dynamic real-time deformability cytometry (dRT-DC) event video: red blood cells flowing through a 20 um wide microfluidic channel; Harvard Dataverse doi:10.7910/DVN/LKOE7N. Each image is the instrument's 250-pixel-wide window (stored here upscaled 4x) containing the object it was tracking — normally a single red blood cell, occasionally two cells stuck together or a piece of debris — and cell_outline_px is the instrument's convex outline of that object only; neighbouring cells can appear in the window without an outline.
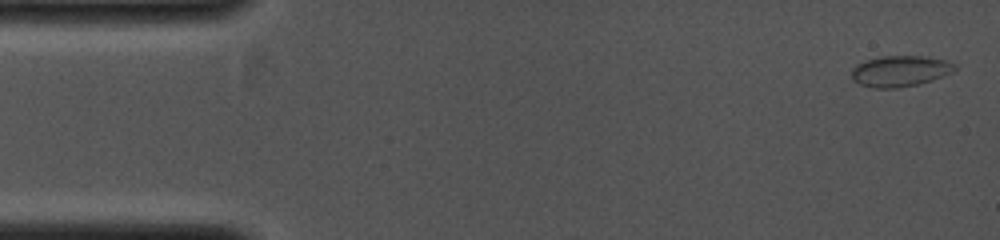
{"species": "common noctule bat (a hibernating species)", "species_latin": "Nyctalus noctula", "temperature_condition": "cold", "stored_images_in_passage": 40, "camera_frame_rate_fps": 4000, "um_per_image_px": 0.085, "animal": {"sex": "female", "body_mass_g": 19.0, "forearm_length_mm": 53.3}, "frame": {"image": 1, "passage_image": 1, "time_ms": 0.0, "image_size_px": [1000, 240], "cell_outline_px": [[956, 68], [952, 72], [932, 80], [916, 84], [896, 88], [872, 88], [860, 84], [852, 80], [852, 68], [856, 64], [864, 60], [880, 56], [924, 56], [944, 60], [956, 64]], "centroid_in_image_um": [76.46, 6.03], "position_along_channel_um": 8.5, "area_um2": 18.61}}
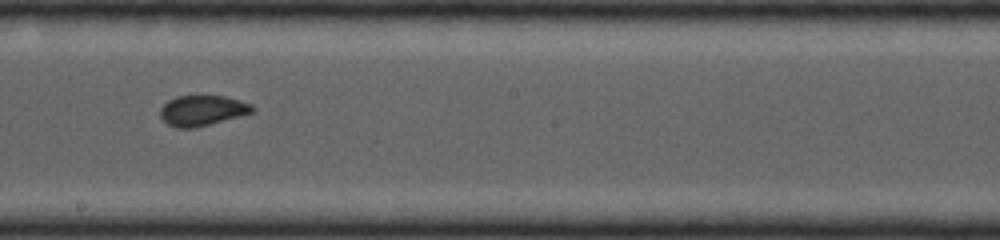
{"frame": {"image": 2, "passage_image": 23, "time_ms": 5.5, "image_size_px": [1000, 240], "cell_outline_px": [[256, 108], [252, 112], [240, 116], [196, 128], [176, 128], [160, 120], [160, 108], [168, 100], [176, 96], [224, 96], [240, 100], [252, 104]], "centroid_in_image_um": [17.17, 9.4], "position_along_channel_um": 231.0, "area_um2": 16.47}}
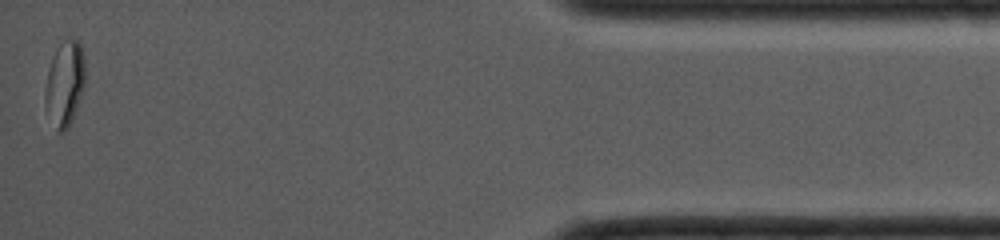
{"frame": {"image": 3, "passage_image": 40, "time_ms": 9.75, "image_size_px": [1000, 240], "cell_outline_px": [[84, 88], [72, 120], [68, 128], [64, 132], [56, 132], [44, 100], [44, 92], [48, 68], [52, 56], [56, 48], [64, 40], [76, 40], [80, 44], [84, 56]], "centroid_in_image_um": [5.49, 7.11], "position_along_channel_um": 429.7, "area_um2": 19.77}}